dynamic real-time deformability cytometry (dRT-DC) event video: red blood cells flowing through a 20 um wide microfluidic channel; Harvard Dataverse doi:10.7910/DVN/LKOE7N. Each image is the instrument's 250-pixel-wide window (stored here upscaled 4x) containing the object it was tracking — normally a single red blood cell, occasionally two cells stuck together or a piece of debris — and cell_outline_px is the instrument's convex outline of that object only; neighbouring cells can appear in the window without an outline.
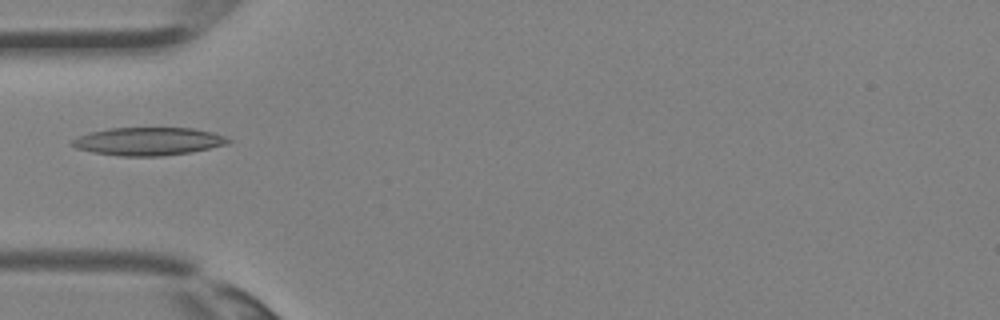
{"species": "Egyptian fruit bat (a non-hibernating species)", "species_latin": "Rousettus aegyptiacus", "temperature_condition": "room temperature", "stored_images_in_passage": 33, "camera_frame_rate_fps": 3000, "um_per_image_px": 0.085, "animal": {"sex": "female"}, "frame": {"image": 1, "passage_image": 9, "time_ms": 2.667, "image_size_px": [1000, 320], "cell_outline_px": [[232, 140], [228, 144], [192, 152], [164, 156], [120, 156], [92, 152], [76, 148], [68, 144], [72, 140], [88, 132], [108, 128], [192, 128], [212, 132], [224, 136]], "centroid_in_image_um": [12.59, 12.02], "position_along_channel_um": 72.4, "area_um2": 25.61}}
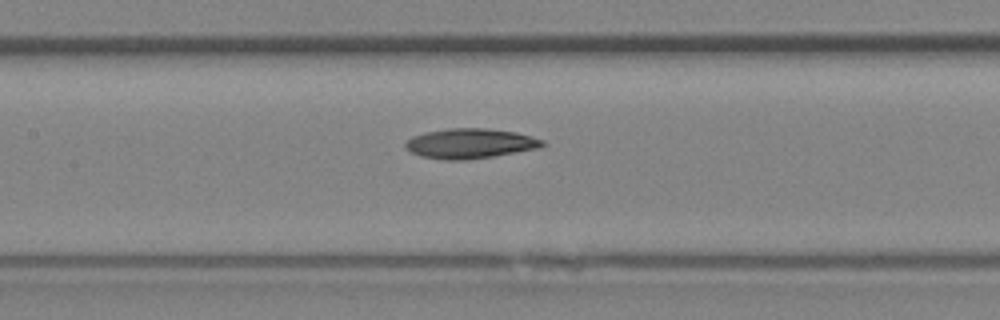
{"frame": {"image": 2, "passage_image": 14, "time_ms": 4.333, "image_size_px": [1000, 320], "cell_outline_px": [[548, 144], [540, 148], [468, 160], [444, 160], [420, 156], [412, 152], [404, 144], [412, 136], [424, 132], [448, 128], [488, 128], [516, 132], [532, 136], [544, 140]], "centroid_in_image_um": [40.0, 12.19], "position_along_channel_um": 167.4, "area_um2": 24.04}}
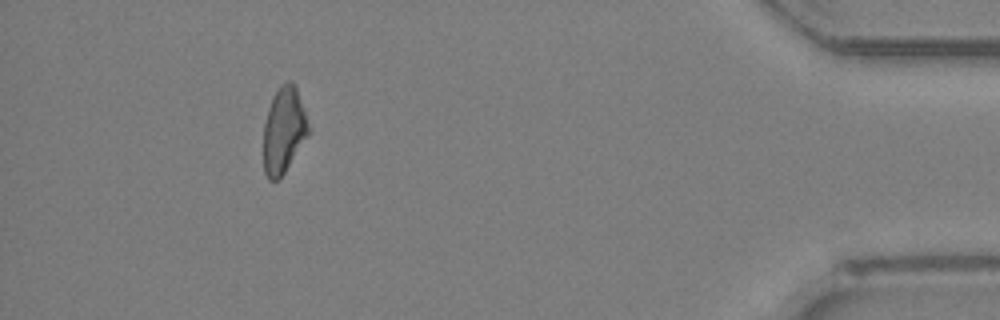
{"frame": {"image": 3, "passage_image": 30, "time_ms": 9.667, "image_size_px": [1000, 320], "cell_outline_px": [[312, 128], [308, 136], [284, 172], [276, 180], [268, 180], [264, 172], [264, 124], [268, 108], [272, 96], [280, 84], [288, 80], [292, 80], [296, 88]], "centroid_in_image_um": [24.14, 11.03], "position_along_channel_um": 411.1, "area_um2": 22.72}}